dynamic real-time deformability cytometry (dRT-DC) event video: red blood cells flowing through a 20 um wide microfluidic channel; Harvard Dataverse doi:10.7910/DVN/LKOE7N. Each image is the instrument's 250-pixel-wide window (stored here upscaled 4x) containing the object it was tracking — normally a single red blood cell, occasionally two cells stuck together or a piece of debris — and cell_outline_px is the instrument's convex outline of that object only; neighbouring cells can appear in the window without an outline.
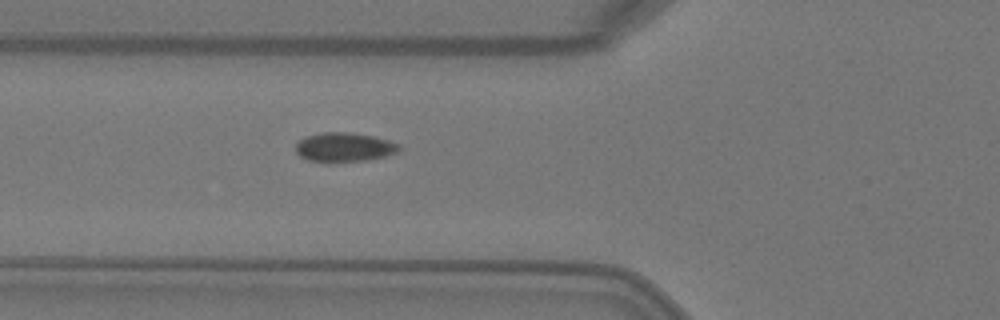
{"species": "Egyptian fruit bat (a non-hibernating species)", "species_latin": "Rousettus aegyptiacus", "temperature_condition": "warm", "stored_images_in_passage": 2, "camera_frame_rate_fps": 3000, "um_per_image_px": 0.085, "animal": {"sex": "female"}, "frame": {"image": 1, "passage_image": 2, "time_ms": 0.333, "image_size_px": [1000, 320], "cell_outline_px": [[400, 148], [396, 152], [384, 156], [364, 160], [308, 160], [300, 156], [296, 152], [296, 144], [300, 140], [308, 136], [324, 132], [348, 132], [372, 136], [388, 140], [400, 144]], "centroid_in_image_um": [29.27, 12.48], "position_along_channel_um": 96.5, "area_um2": 16.88}}